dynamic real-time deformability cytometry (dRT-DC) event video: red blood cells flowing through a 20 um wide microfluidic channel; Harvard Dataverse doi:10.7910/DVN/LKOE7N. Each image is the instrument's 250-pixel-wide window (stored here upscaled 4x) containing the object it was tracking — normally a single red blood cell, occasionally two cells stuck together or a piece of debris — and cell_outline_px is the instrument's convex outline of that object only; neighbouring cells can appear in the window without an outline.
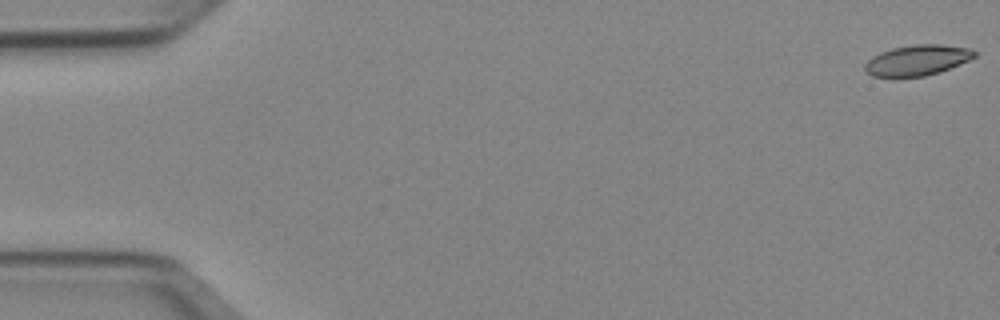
{"species": "Egyptian fruit bat (a non-hibernating species)", "species_latin": "Rousettus aegyptiacus", "temperature_condition": "cold", "stored_images_in_passage": 52, "camera_frame_rate_fps": 3000, "um_per_image_px": 0.085, "animal": {"sex": "female"}, "frame": {"image": 1, "passage_image": 1, "time_ms": 0.0, "image_size_px": [1000, 320], "cell_outline_px": [[976, 56], [960, 64], [940, 72], [924, 76], [872, 76], [864, 72], [864, 64], [872, 56], [880, 52], [892, 48], [916, 44], [940, 44], [968, 48], [976, 52]], "centroid_in_image_um": [77.94, 5.11], "position_along_channel_um": 7.1, "area_um2": 19.42}}
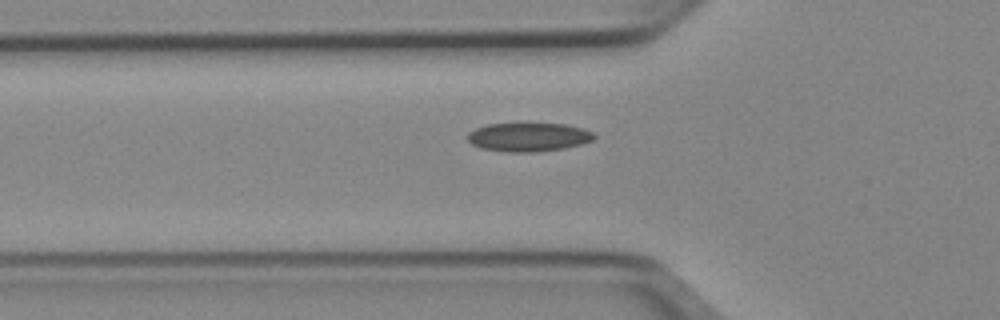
{"frame": {"image": 2, "passage_image": 18, "time_ms": 5.667, "image_size_px": [1000, 320], "cell_outline_px": [[596, 136], [592, 140], [580, 144], [564, 148], [540, 152], [504, 152], [480, 148], [472, 144], [468, 140], [468, 132], [476, 128], [488, 124], [564, 124], [584, 128], [592, 132]], "centroid_in_image_um": [44.91, 11.66], "position_along_channel_um": 80.9, "area_um2": 21.15}}
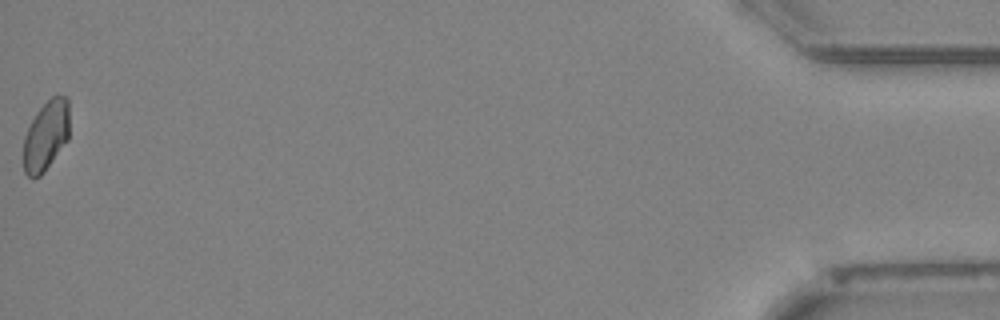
{"frame": {"image": 3, "passage_image": 52, "time_ms": 17.0, "image_size_px": [1000, 320], "cell_outline_px": [[68, 140], [44, 172], [40, 176], [32, 180], [24, 172], [24, 136], [36, 112], [56, 92], [68, 96]], "centroid_in_image_um": [3.92, 11.51], "position_along_channel_um": 431.3, "area_um2": 18.9}}